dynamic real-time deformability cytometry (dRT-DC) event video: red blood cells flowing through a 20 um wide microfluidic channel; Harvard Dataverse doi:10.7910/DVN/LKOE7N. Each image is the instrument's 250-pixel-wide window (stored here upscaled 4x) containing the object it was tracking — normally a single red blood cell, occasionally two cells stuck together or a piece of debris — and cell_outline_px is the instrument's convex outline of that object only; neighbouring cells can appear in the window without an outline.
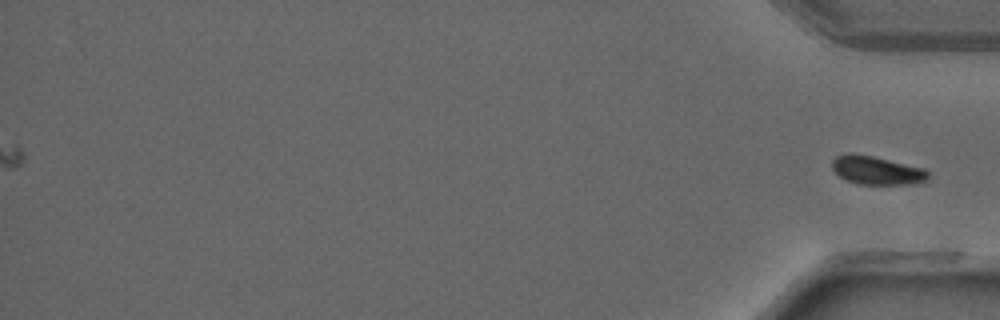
{"species": "common noctule bat (a hibernating species)", "species_latin": "Nyctalus noctula", "temperature_condition": "warm", "stored_images_in_passage": 53, "segment_of_instrument_passage": [2, 2], "camera_frame_rate_fps": 3000, "um_per_image_px": 0.085, "animal": {"sex": "male", "forearm_length_mm": 52.5}, "frame": {"image": 1, "passage_image": 53, "time_ms": 17.333, "image_size_px": [1000, 320], "cell_outline_px": [[928, 180], [912, 184], [856, 184], [840, 176], [832, 168], [832, 160], [836, 156], [848, 152], [852, 152], [872, 156], [924, 168], [928, 172]], "centroid_in_image_um": [74.51, 14.47], "position_along_channel_um": 360.7, "area_um2": 15.9}}